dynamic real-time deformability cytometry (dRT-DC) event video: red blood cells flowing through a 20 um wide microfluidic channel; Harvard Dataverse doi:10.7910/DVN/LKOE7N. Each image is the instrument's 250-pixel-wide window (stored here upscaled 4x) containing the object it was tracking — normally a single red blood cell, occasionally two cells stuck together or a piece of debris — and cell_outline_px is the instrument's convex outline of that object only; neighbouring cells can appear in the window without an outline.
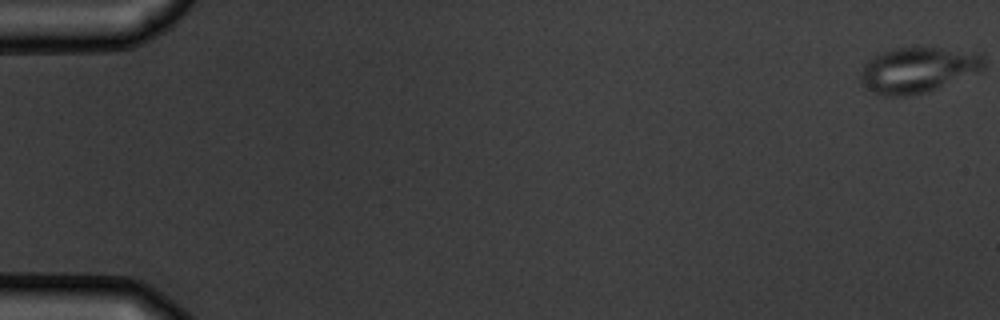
{"species": "common noctule bat (a hibernating species)", "species_latin": "Nyctalus noctula", "temperature_condition": "warm", "stored_images_in_passage": 5, "camera_frame_rate_fps": 3000, "um_per_image_px": 0.085, "animal": {"sex": "male", "body_mass_g": 19.5, "forearm_length_mm": 54.6}, "frame": {"image": 1, "passage_image": 1, "time_ms": 0.0, "image_size_px": [1000, 320], "cell_outline_px": [[984, 68], [980, 72], [924, 92], [904, 96], [884, 96], [872, 92], [860, 80], [860, 72], [864, 64], [868, 60], [884, 52], [896, 48], [916, 44], [980, 52], [984, 56]], "centroid_in_image_um": [78.06, 5.88], "position_along_channel_um": 6.9, "area_um2": 33.29}}